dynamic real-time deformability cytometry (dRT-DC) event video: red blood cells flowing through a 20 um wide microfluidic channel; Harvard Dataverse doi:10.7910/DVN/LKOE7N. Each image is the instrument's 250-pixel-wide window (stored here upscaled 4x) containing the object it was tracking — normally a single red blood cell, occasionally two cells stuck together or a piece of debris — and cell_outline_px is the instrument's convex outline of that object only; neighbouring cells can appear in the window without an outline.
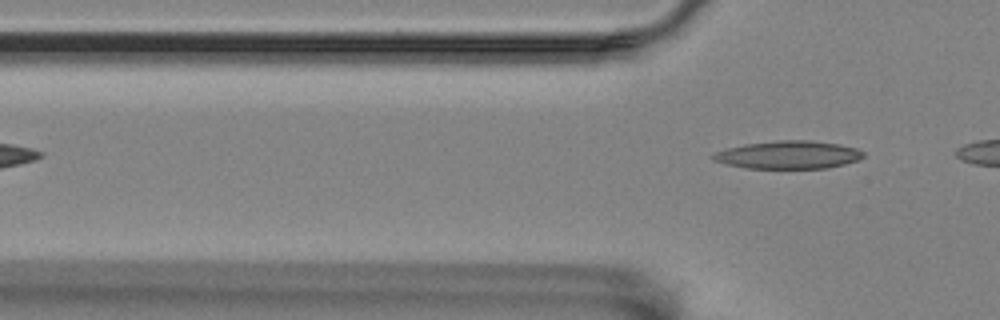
{"species": "Egyptian fruit bat (a non-hibernating species)", "species_latin": "Rousettus aegyptiacus", "temperature_condition": "room temperature", "stored_images_in_passage": 3, "camera_frame_rate_fps": 3000, "um_per_image_px": 0.085, "animal": {"sex": "female"}, "frame": {"image": 1, "passage_image": 3, "time_ms": 2.333, "image_size_px": [1000, 320], "cell_outline_px": [[864, 156], [856, 160], [844, 164], [828, 168], [748, 168], [728, 164], [712, 160], [712, 156], [716, 152], [728, 148], [744, 144], [780, 140], [812, 140], [836, 144], [856, 148], [864, 152]], "centroid_in_image_um": [67.02, 13.16], "position_along_channel_um": 58.8, "area_um2": 24.16}}